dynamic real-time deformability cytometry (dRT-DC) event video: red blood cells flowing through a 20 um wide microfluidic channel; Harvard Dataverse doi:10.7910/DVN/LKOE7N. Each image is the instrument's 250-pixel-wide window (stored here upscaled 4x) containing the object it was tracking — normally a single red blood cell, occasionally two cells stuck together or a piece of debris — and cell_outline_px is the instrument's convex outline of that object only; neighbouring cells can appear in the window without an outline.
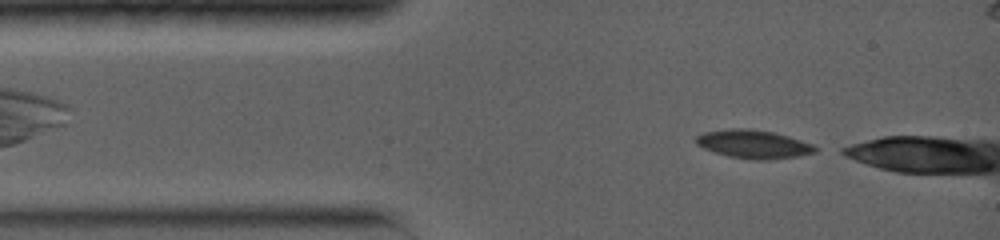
{"species": "common noctule bat (a hibernating species)", "species_latin": "Nyctalus noctula", "temperature_condition": "warm", "stored_images_in_passage": 21, "camera_frame_rate_fps": 5000, "um_per_image_px": 0.085, "animal": {"sex": "female", "body_mass_g": 19.0, "forearm_length_mm": 56.7}, "frame": {"image": 1, "passage_image": 1, "time_ms": 0.0, "image_size_px": [1000, 240], "cell_outline_px": [[816, 152], [800, 156], [768, 160], [756, 160], [728, 156], [704, 148], [696, 144], [692, 140], [696, 136], [704, 132], [732, 128], [748, 128], [772, 132], [788, 136], [812, 144], [816, 148]], "centroid_in_image_um": [64.02, 12.25], "position_along_channel_um": 21.0, "area_um2": 19.71}}
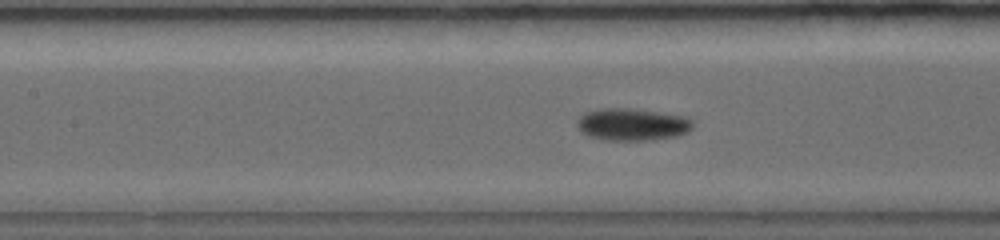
{"frame": {"image": 2, "passage_image": 10, "time_ms": 4.2, "image_size_px": [1000, 240], "cell_outline_px": [[692, 128], [688, 132], [676, 136], [644, 140], [604, 140], [580, 132], [576, 124], [576, 120], [584, 112], [600, 108], [632, 108], [688, 116], [692, 120]], "centroid_in_image_um": [53.73, 10.56], "position_along_channel_um": 153.7, "area_um2": 21.91}}
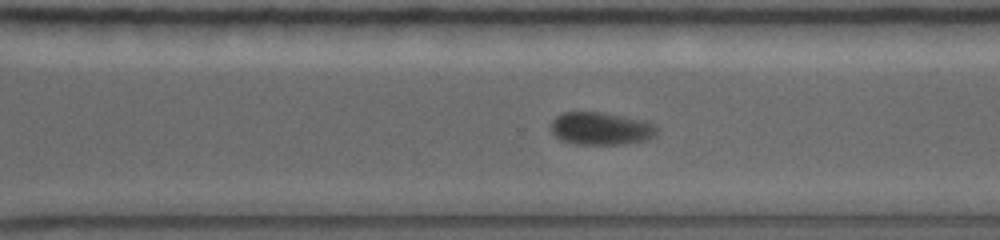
{"frame": {"image": 3, "passage_image": 19, "time_ms": 8.4, "image_size_px": [1000, 240], "cell_outline_px": [[656, 136], [644, 140], [620, 144], [576, 144], [560, 140], [552, 132], [552, 120], [556, 116], [564, 112], [604, 112], [644, 120], [656, 124]], "centroid_in_image_um": [51.08, 10.91], "position_along_channel_um": 319.5, "area_um2": 20.17}}